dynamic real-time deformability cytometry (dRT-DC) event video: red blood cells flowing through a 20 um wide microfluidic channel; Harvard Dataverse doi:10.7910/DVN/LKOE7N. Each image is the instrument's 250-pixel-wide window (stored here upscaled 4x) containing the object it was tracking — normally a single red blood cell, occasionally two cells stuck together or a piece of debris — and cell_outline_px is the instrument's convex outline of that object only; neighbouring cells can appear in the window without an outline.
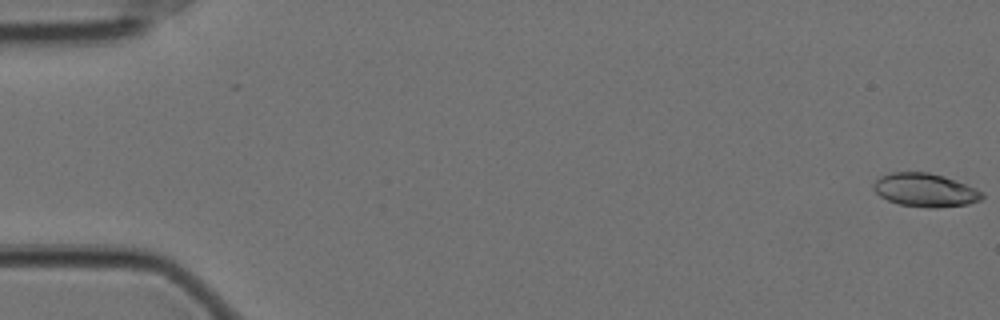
{"species": "Egyptian fruit bat (a non-hibernating species)", "species_latin": "Rousettus aegyptiacus", "temperature_condition": "cold", "stored_images_in_passage": 58, "camera_frame_rate_fps": 3000, "um_per_image_px": 0.085, "animal": {"sex": "female"}, "frame": {"image": 1, "passage_image": 1, "time_ms": 0.0, "image_size_px": [1000, 320], "cell_outline_px": [[984, 196], [980, 200], [968, 204], [936, 208], [928, 208], [900, 204], [888, 200], [880, 196], [872, 188], [872, 184], [880, 176], [892, 172], [928, 172], [944, 176], [976, 188], [984, 192]], "centroid_in_image_um": [78.64, 16.15], "position_along_channel_um": 6.4, "area_um2": 21.21}}
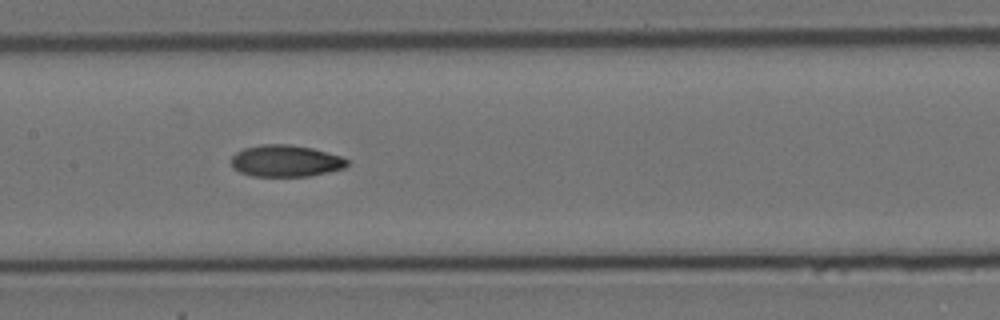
{"frame": {"image": 2, "passage_image": 29, "time_ms": 9.333, "image_size_px": [1000, 320], "cell_outline_px": [[348, 164], [344, 168], [328, 172], [308, 176], [252, 176], [240, 172], [232, 168], [232, 156], [236, 152], [244, 148], [260, 144], [288, 144], [312, 148], [340, 156], [348, 160]], "centroid_in_image_um": [24.26, 13.68], "position_along_channel_um": 183.1, "area_um2": 21.39}}
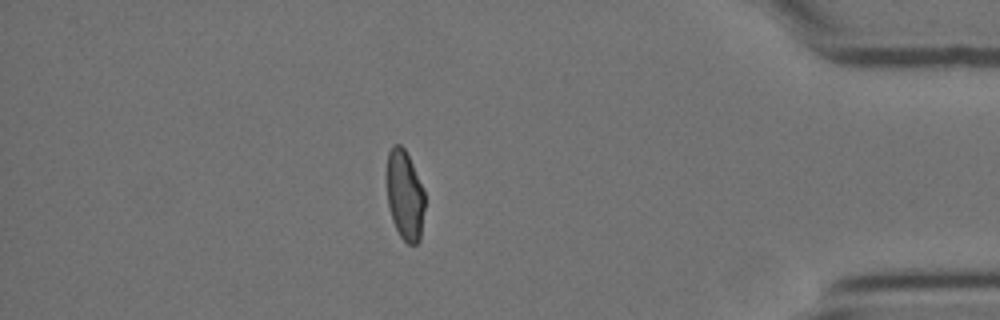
{"frame": {"image": 3, "passage_image": 51, "time_ms": 16.667, "image_size_px": [1000, 320], "cell_outline_px": [[424, 208], [420, 240], [416, 244], [408, 244], [400, 236], [392, 220], [388, 204], [388, 152], [392, 144], [400, 144], [404, 148], [412, 164], [424, 192]], "centroid_in_image_um": [34.41, 16.61], "position_along_channel_um": 400.8, "area_um2": 19.48}, "authors_computed_cell_mechanics": {"area_um2": 21.097, "velocity_mm_per_s": 3.4934, "shape_relaxation_time_tau1_ms": 8.4652, "shape_relaxation_time_tau2_ms": 2.667, "deformation_change_tau1": 0.1844, "deformation_change_tau2": 0.0564}}